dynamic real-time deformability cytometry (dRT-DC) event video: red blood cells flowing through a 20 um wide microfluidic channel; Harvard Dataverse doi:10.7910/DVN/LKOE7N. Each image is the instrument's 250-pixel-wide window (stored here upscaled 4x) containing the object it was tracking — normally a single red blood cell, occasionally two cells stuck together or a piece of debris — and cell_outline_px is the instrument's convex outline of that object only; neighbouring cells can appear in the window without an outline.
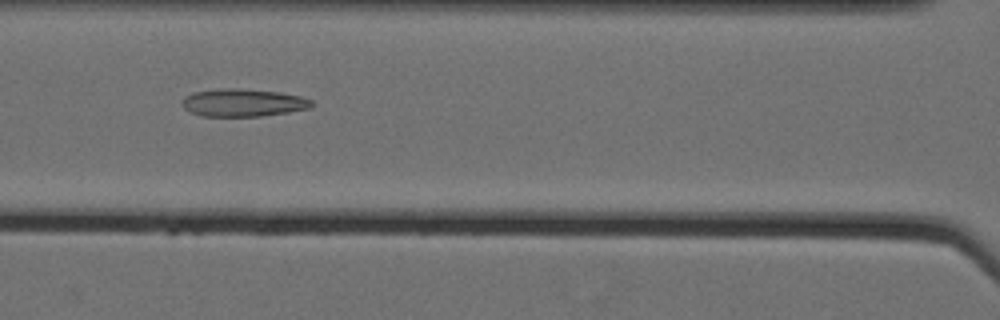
{"species": "Egyptian fruit bat (a non-hibernating species)", "species_latin": "Rousettus aegyptiacus", "temperature_condition": "cold", "stored_images_in_passage": 56, "camera_frame_rate_fps": 3000, "um_per_image_px": 0.085, "animal": {"sex": "female"}, "frame": {"image": 1, "passage_image": 26, "time_ms": 8.333, "image_size_px": [1000, 320], "cell_outline_px": [[312, 108], [288, 112], [260, 116], [200, 116], [184, 108], [184, 96], [196, 92], [224, 88], [236, 88], [276, 92], [300, 96], [312, 100]], "centroid_in_image_um": [20.69, 8.73], "position_along_channel_um": 145.9, "area_um2": 20.58}}
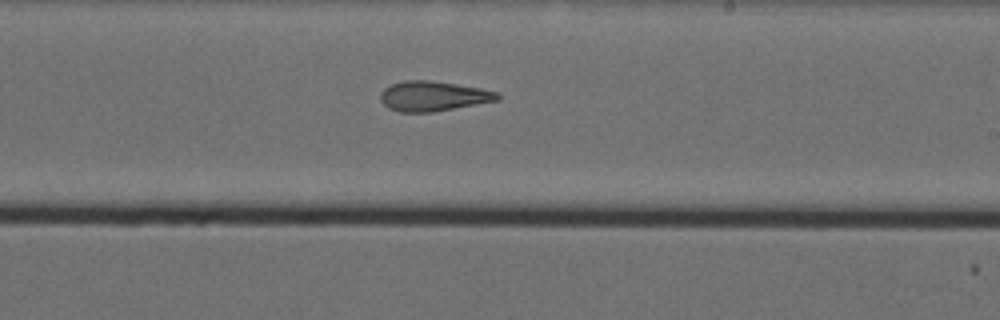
{"frame": {"image": 2, "passage_image": 35, "time_ms": 11.333, "image_size_px": [1000, 320], "cell_outline_px": [[500, 100], [432, 112], [400, 112], [388, 108], [380, 100], [380, 92], [384, 88], [392, 84], [404, 80], [428, 80], [456, 84], [480, 88], [496, 92], [500, 96]], "centroid_in_image_um": [36.79, 8.17], "position_along_channel_um": 252.2, "area_um2": 20.35}}
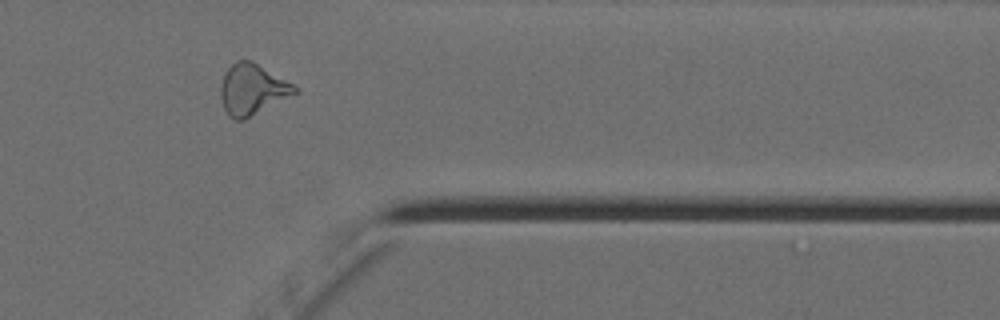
{"frame": {"image": 3, "passage_image": 47, "time_ms": 15.333, "image_size_px": [1000, 320], "cell_outline_px": [[300, 92], [244, 120], [236, 120], [228, 116], [224, 108], [220, 96], [220, 84], [228, 68], [236, 60], [252, 60], [292, 84]], "centroid_in_image_um": [21.43, 7.62], "position_along_channel_um": 390.0, "area_um2": 21.91}, "authors_computed_cell_mechanics": {"area_um2": 21.7039, "velocity_mm_per_s": 3.554, "shape_relaxation_time_tau1_ms": null, "shape_relaxation_time_tau2_ms": 1.932, "deformation_change_tau1": null, "deformation_change_tau2": 0.1078}}